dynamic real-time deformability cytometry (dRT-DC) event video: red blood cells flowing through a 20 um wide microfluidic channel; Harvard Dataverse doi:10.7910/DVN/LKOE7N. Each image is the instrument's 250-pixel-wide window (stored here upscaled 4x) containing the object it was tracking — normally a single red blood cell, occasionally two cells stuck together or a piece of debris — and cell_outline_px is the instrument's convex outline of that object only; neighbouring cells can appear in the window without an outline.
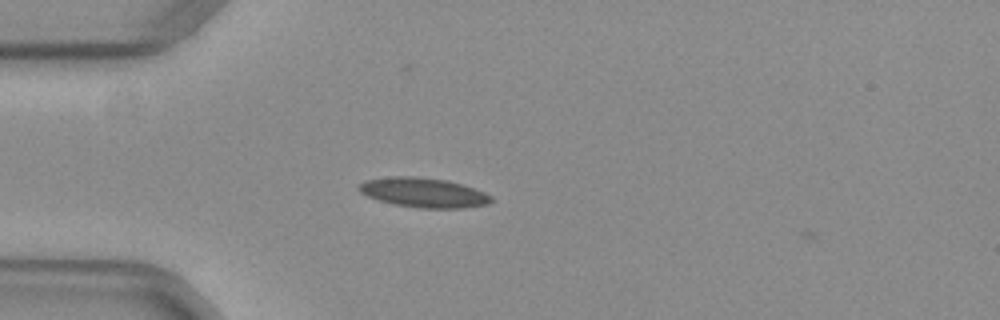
{"species": "common noctule bat (a hibernating species)", "species_latin": "Nyctalus noctula", "temperature_condition": "warm", "stored_images_in_passage": 3, "camera_frame_rate_fps": 3000, "um_per_image_px": 0.085, "animal": {"sex": "female", "body_mass_g": 29.2, "forearm_length_mm": 56.3}, "frame": {"image": 1, "passage_image": 2, "time_ms": 0.333, "image_size_px": [1000, 320], "cell_outline_px": [[492, 200], [488, 204], [464, 208], [420, 208], [396, 204], [380, 200], [368, 196], [360, 192], [356, 188], [364, 180], [392, 176], [412, 176], [448, 180], [484, 192], [492, 196]], "centroid_in_image_um": [35.99, 16.36], "position_along_channel_um": 49.0, "area_um2": 22.66}}